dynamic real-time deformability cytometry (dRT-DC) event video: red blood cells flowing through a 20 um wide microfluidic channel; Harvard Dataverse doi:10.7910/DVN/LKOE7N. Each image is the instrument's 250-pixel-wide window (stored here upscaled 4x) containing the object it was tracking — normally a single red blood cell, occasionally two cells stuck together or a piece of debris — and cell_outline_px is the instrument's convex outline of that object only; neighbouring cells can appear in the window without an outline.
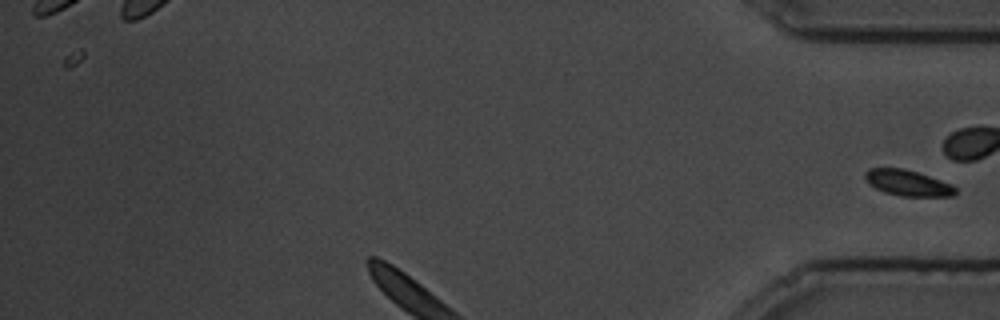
{"species": "common noctule bat (a hibernating species)", "species_latin": "Nyctalus noctula", "temperature_condition": "cold", "stored_images_in_passage": 78, "segment_of_instrument_passage": [2, 2], "camera_frame_rate_fps": 3000, "um_per_image_px": 0.085, "animal": {"sex": "male", "body_mass_g": 19.5, "forearm_length_mm": 54.6}, "frame": {"image": 1, "passage_image": 78, "time_ms": 25.667, "image_size_px": [1000, 320], "cell_outline_px": [[956, 192], [952, 196], [900, 196], [884, 192], [876, 188], [864, 176], [864, 172], [868, 168], [904, 168], [952, 184], [956, 188]], "centroid_in_image_um": [77.16, 15.55], "position_along_channel_um": 358.0, "area_um2": 13.41}}